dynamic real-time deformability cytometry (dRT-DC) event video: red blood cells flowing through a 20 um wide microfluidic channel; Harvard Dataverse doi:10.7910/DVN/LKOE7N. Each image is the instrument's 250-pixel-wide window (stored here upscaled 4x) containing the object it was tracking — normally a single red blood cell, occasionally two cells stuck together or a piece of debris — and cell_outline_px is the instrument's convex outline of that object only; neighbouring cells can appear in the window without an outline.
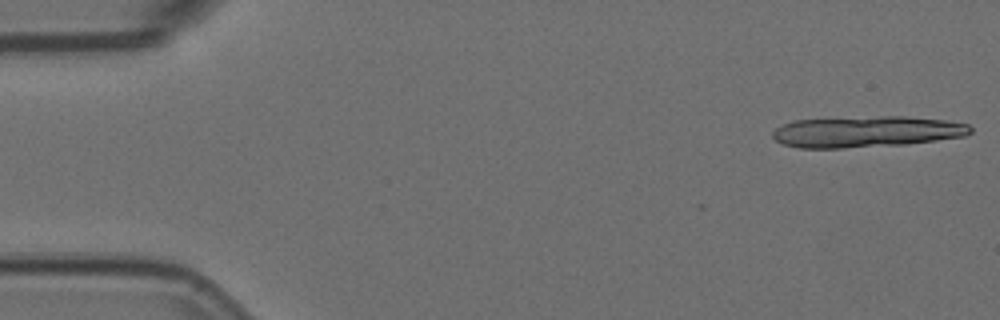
{"species": "Egyptian fruit bat (a non-hibernating species)", "species_latin": "Rousettus aegyptiacus", "temperature_condition": "room temperature", "stored_images_in_passage": 11, "segment_of_instrument_passage": [1, 2], "camera_frame_rate_fps": 3000, "um_per_image_px": 0.085, "animal": {"sex": "female"}, "frame": {"image": 1, "passage_image": 1, "time_ms": 0.0, "image_size_px": [1000, 320], "cell_outline_px": [[972, 132], [964, 136], [936, 140], [904, 144], [844, 148], [800, 148], [784, 144], [776, 140], [772, 136], [772, 132], [776, 128], [792, 120], [880, 116], [904, 116], [944, 120], [968, 124], [972, 128]], "centroid_in_image_um": [73.64, 11.19], "position_along_channel_um": 11.4, "area_um2": 35.78}}